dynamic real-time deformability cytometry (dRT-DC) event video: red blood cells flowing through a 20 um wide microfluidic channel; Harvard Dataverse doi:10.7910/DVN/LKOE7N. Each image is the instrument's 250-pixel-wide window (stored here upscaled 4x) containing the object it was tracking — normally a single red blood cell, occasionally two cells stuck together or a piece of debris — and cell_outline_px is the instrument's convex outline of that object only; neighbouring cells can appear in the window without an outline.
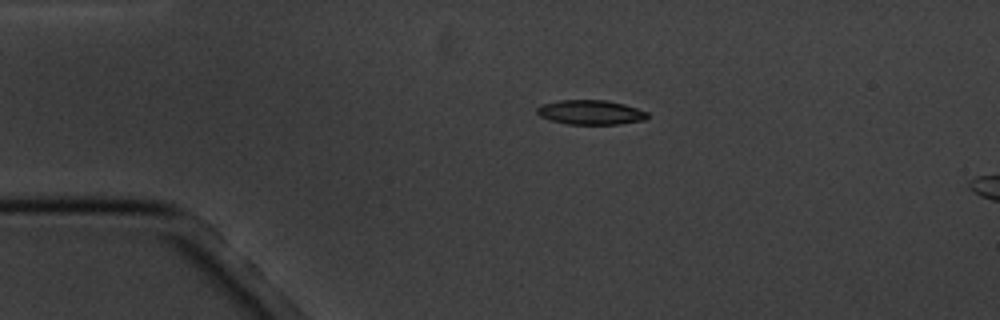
{"species": "common noctule bat (a hibernating species)", "species_latin": "Nyctalus noctula", "temperature_condition": "cold", "stored_images_in_passage": 4, "camera_frame_rate_fps": 3000, "um_per_image_px": 0.085, "animal": {"sex": "male", "body_mass_g": 20.1, "forearm_length_mm": 53.5}, "frame": {"image": 1, "passage_image": 2, "time_ms": 1.333, "image_size_px": [1000, 320], "cell_outline_px": [[648, 120], [620, 124], [568, 124], [552, 120], [540, 116], [536, 112], [536, 108], [540, 104], [560, 100], [604, 100], [624, 104], [648, 112]], "centroid_in_image_um": [50.21, 9.55], "position_along_channel_um": 34.8, "area_um2": 15.84}}